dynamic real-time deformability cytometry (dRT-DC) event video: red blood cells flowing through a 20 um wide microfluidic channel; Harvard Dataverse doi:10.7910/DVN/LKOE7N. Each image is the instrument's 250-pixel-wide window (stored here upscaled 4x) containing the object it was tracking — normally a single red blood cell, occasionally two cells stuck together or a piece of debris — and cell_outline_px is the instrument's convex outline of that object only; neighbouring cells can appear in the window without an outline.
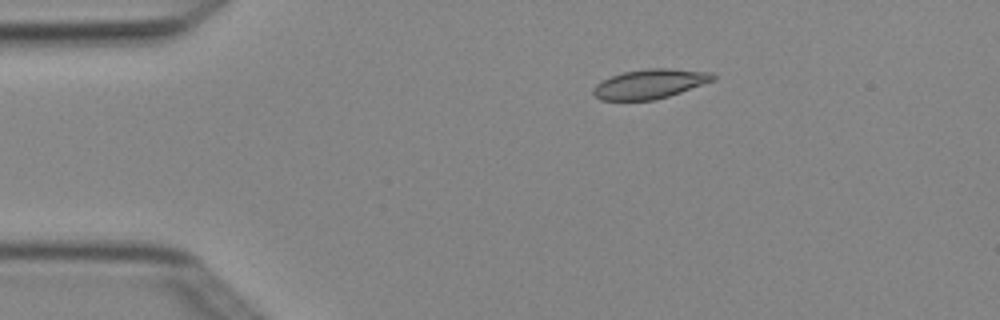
{"species": "Egyptian fruit bat (a non-hibernating species)", "species_latin": "Rousettus aegyptiacus", "temperature_condition": "cold", "stored_images_in_passage": 5, "camera_frame_rate_fps": 3000, "um_per_image_px": 0.085, "animal": {"sex": "female"}, "frame": {"image": 1, "passage_image": 3, "time_ms": 0.667, "image_size_px": [1000, 320], "cell_outline_px": [[716, 80], [656, 100], [600, 100], [592, 92], [592, 88], [596, 84], [612, 76], [624, 72], [648, 68], [668, 68], [712, 72], [716, 76]], "centroid_in_image_um": [55.27, 7.13], "position_along_channel_um": 29.7, "area_um2": 20.52}}
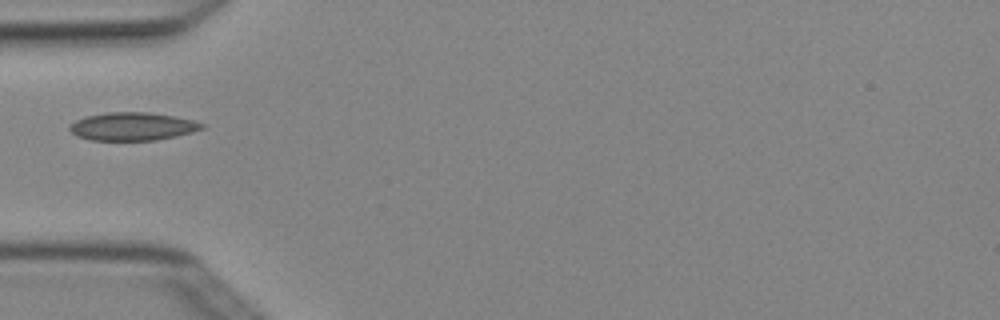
{"frame": {"image": 2, "passage_image": 5, "time_ms": 1.333, "image_size_px": [1000, 320], "cell_outline_px": [[208, 124], [204, 128], [192, 132], [176, 136], [156, 140], [92, 140], [76, 136], [68, 128], [68, 124], [84, 116], [108, 112], [148, 112], [172, 116], [192, 120]], "centroid_in_image_um": [11.25, 10.74], "position_along_channel_um": 73.8, "area_um2": 21.73}}